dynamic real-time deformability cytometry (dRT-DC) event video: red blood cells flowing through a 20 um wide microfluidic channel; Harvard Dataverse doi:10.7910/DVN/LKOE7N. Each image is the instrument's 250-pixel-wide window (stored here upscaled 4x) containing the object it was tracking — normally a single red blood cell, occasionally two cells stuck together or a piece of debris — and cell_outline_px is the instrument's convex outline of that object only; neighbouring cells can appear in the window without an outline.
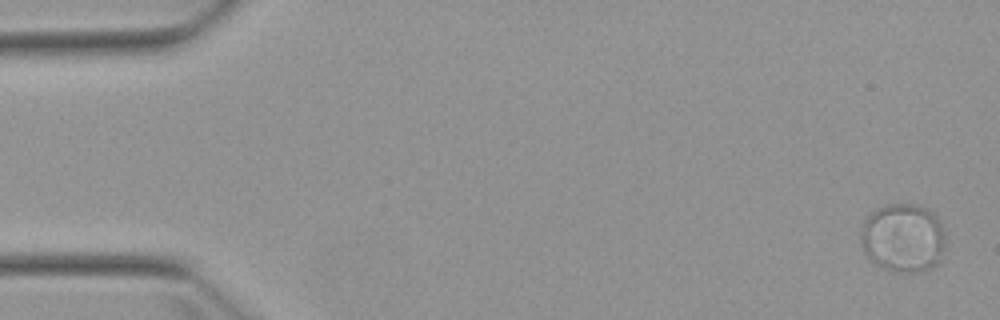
{"species": "Egyptian fruit bat (a non-hibernating species)", "species_latin": "Rousettus aegyptiacus", "temperature_condition": "warm", "stored_images_in_passage": 7, "camera_frame_rate_fps": 3000, "um_per_image_px": 0.085, "animal": {"sex": "female"}, "frame": {"image": 1, "passage_image": 1, "time_ms": 0.0, "image_size_px": [1000, 320], "cell_outline_px": [[944, 248], [940, 260], [936, 264], [924, 268], [900, 272], [884, 268], [876, 264], [864, 252], [860, 244], [860, 232], [864, 220], [876, 208], [888, 204], [916, 204], [928, 208], [936, 216], [944, 232]], "centroid_in_image_um": [76.73, 20.17], "position_along_channel_um": 8.3, "area_um2": 33.64}}
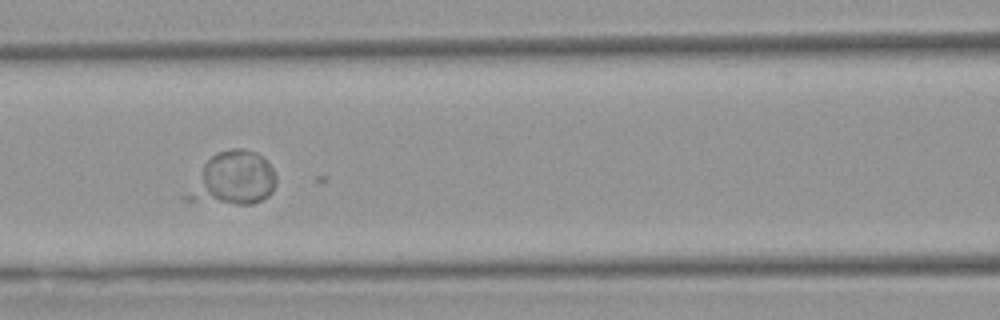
{"frame": {"image": 2, "passage_image": 6, "time_ms": 7.333, "image_size_px": [1000, 320], "cell_outline_px": [[276, 184], [272, 192], [268, 196], [252, 204], [236, 204], [184, 200], [180, 196], [204, 164], [216, 152], [232, 148], [240, 148], [256, 152], [272, 168], [276, 176]], "centroid_in_image_um": [19.74, 15.2], "position_along_channel_um": 146.9, "area_um2": 27.74}}